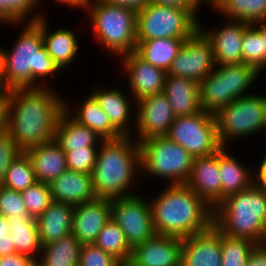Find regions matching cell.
<instances>
[{"instance_id": "f1b7e54d", "label": "cell", "mask_w": 266, "mask_h": 266, "mask_svg": "<svg viewBox=\"0 0 266 266\" xmlns=\"http://www.w3.org/2000/svg\"><path fill=\"white\" fill-rule=\"evenodd\" d=\"M54 140L63 151H74L79 148L99 147L104 139L64 111L57 122Z\"/></svg>"}, {"instance_id": "681fc988", "label": "cell", "mask_w": 266, "mask_h": 266, "mask_svg": "<svg viewBox=\"0 0 266 266\" xmlns=\"http://www.w3.org/2000/svg\"><path fill=\"white\" fill-rule=\"evenodd\" d=\"M56 3H60L59 5H67V7H70L71 9L73 8H78L79 10L85 11L87 5L90 3L91 0H53Z\"/></svg>"}, {"instance_id": "8fae6325", "label": "cell", "mask_w": 266, "mask_h": 266, "mask_svg": "<svg viewBox=\"0 0 266 266\" xmlns=\"http://www.w3.org/2000/svg\"><path fill=\"white\" fill-rule=\"evenodd\" d=\"M166 137L182 146L193 158L212 155L222 148L215 116L204 110L175 117Z\"/></svg>"}, {"instance_id": "60d3db41", "label": "cell", "mask_w": 266, "mask_h": 266, "mask_svg": "<svg viewBox=\"0 0 266 266\" xmlns=\"http://www.w3.org/2000/svg\"><path fill=\"white\" fill-rule=\"evenodd\" d=\"M78 266H123V263L92 243L82 245Z\"/></svg>"}, {"instance_id": "ffe728a7", "label": "cell", "mask_w": 266, "mask_h": 266, "mask_svg": "<svg viewBox=\"0 0 266 266\" xmlns=\"http://www.w3.org/2000/svg\"><path fill=\"white\" fill-rule=\"evenodd\" d=\"M111 219V200L96 198L74 206L71 233L83 244H92Z\"/></svg>"}, {"instance_id": "6da1fadb", "label": "cell", "mask_w": 266, "mask_h": 266, "mask_svg": "<svg viewBox=\"0 0 266 266\" xmlns=\"http://www.w3.org/2000/svg\"><path fill=\"white\" fill-rule=\"evenodd\" d=\"M53 87L6 91V132L25 152L50 142L65 111V97Z\"/></svg>"}, {"instance_id": "836d02e7", "label": "cell", "mask_w": 266, "mask_h": 266, "mask_svg": "<svg viewBox=\"0 0 266 266\" xmlns=\"http://www.w3.org/2000/svg\"><path fill=\"white\" fill-rule=\"evenodd\" d=\"M94 244L115 256L123 264L130 262L132 248L127 242L125 234L112 218L99 232Z\"/></svg>"}, {"instance_id": "484cf974", "label": "cell", "mask_w": 266, "mask_h": 266, "mask_svg": "<svg viewBox=\"0 0 266 266\" xmlns=\"http://www.w3.org/2000/svg\"><path fill=\"white\" fill-rule=\"evenodd\" d=\"M162 93L169 100L175 117L202 111L200 86L197 81L185 77L166 76Z\"/></svg>"}, {"instance_id": "74e56055", "label": "cell", "mask_w": 266, "mask_h": 266, "mask_svg": "<svg viewBox=\"0 0 266 266\" xmlns=\"http://www.w3.org/2000/svg\"><path fill=\"white\" fill-rule=\"evenodd\" d=\"M255 245L249 239L228 237L221 233V266H246Z\"/></svg>"}, {"instance_id": "f6af8a7d", "label": "cell", "mask_w": 266, "mask_h": 266, "mask_svg": "<svg viewBox=\"0 0 266 266\" xmlns=\"http://www.w3.org/2000/svg\"><path fill=\"white\" fill-rule=\"evenodd\" d=\"M108 5L124 7L136 14L143 10L151 0H100Z\"/></svg>"}, {"instance_id": "6125c7cd", "label": "cell", "mask_w": 266, "mask_h": 266, "mask_svg": "<svg viewBox=\"0 0 266 266\" xmlns=\"http://www.w3.org/2000/svg\"><path fill=\"white\" fill-rule=\"evenodd\" d=\"M123 266H133V265L129 262V263L123 264Z\"/></svg>"}, {"instance_id": "4dcf8cb0", "label": "cell", "mask_w": 266, "mask_h": 266, "mask_svg": "<svg viewBox=\"0 0 266 266\" xmlns=\"http://www.w3.org/2000/svg\"><path fill=\"white\" fill-rule=\"evenodd\" d=\"M185 39L161 38L137 41L135 53L153 66L168 71Z\"/></svg>"}, {"instance_id": "7a4b0ae2", "label": "cell", "mask_w": 266, "mask_h": 266, "mask_svg": "<svg viewBox=\"0 0 266 266\" xmlns=\"http://www.w3.org/2000/svg\"><path fill=\"white\" fill-rule=\"evenodd\" d=\"M3 25L21 30L9 50L2 47V83L4 88L10 90L13 88L51 87L49 78L52 80L53 76L57 77L61 73L63 75V72L46 51L41 28L35 22Z\"/></svg>"}, {"instance_id": "9a60e30c", "label": "cell", "mask_w": 266, "mask_h": 266, "mask_svg": "<svg viewBox=\"0 0 266 266\" xmlns=\"http://www.w3.org/2000/svg\"><path fill=\"white\" fill-rule=\"evenodd\" d=\"M119 61L120 72L126 74L127 89L135 102L163 92L167 72L144 61L135 52L123 55Z\"/></svg>"}, {"instance_id": "6f0895ef", "label": "cell", "mask_w": 266, "mask_h": 266, "mask_svg": "<svg viewBox=\"0 0 266 266\" xmlns=\"http://www.w3.org/2000/svg\"><path fill=\"white\" fill-rule=\"evenodd\" d=\"M254 170H266V153H264L258 164H254Z\"/></svg>"}, {"instance_id": "db71d44e", "label": "cell", "mask_w": 266, "mask_h": 266, "mask_svg": "<svg viewBox=\"0 0 266 266\" xmlns=\"http://www.w3.org/2000/svg\"><path fill=\"white\" fill-rule=\"evenodd\" d=\"M261 40L264 45V70L266 69V23L260 24Z\"/></svg>"}, {"instance_id": "cb8c5ba5", "label": "cell", "mask_w": 266, "mask_h": 266, "mask_svg": "<svg viewBox=\"0 0 266 266\" xmlns=\"http://www.w3.org/2000/svg\"><path fill=\"white\" fill-rule=\"evenodd\" d=\"M83 98L85 99L82 102L79 101V106L77 103L75 106L65 96V112L79 124L92 129L104 140L122 137L111 125L107 114L101 109L96 98L91 93Z\"/></svg>"}, {"instance_id": "83f0119b", "label": "cell", "mask_w": 266, "mask_h": 266, "mask_svg": "<svg viewBox=\"0 0 266 266\" xmlns=\"http://www.w3.org/2000/svg\"><path fill=\"white\" fill-rule=\"evenodd\" d=\"M74 206L53 201L36 218L41 245L57 241L72 231Z\"/></svg>"}, {"instance_id": "9c48e42d", "label": "cell", "mask_w": 266, "mask_h": 266, "mask_svg": "<svg viewBox=\"0 0 266 266\" xmlns=\"http://www.w3.org/2000/svg\"><path fill=\"white\" fill-rule=\"evenodd\" d=\"M260 74L253 66L244 63L216 65L199 83L202 110L215 114L234 100L252 94L249 90Z\"/></svg>"}, {"instance_id": "680465c9", "label": "cell", "mask_w": 266, "mask_h": 266, "mask_svg": "<svg viewBox=\"0 0 266 266\" xmlns=\"http://www.w3.org/2000/svg\"><path fill=\"white\" fill-rule=\"evenodd\" d=\"M6 91L7 90L4 88L2 83V78H0V103H6V98H5Z\"/></svg>"}, {"instance_id": "d4e9b609", "label": "cell", "mask_w": 266, "mask_h": 266, "mask_svg": "<svg viewBox=\"0 0 266 266\" xmlns=\"http://www.w3.org/2000/svg\"><path fill=\"white\" fill-rule=\"evenodd\" d=\"M233 154L230 148L222 147L219 150L221 201L229 195L248 189L254 181V167L250 168L241 162L240 157L236 158Z\"/></svg>"}, {"instance_id": "d6a6232c", "label": "cell", "mask_w": 266, "mask_h": 266, "mask_svg": "<svg viewBox=\"0 0 266 266\" xmlns=\"http://www.w3.org/2000/svg\"><path fill=\"white\" fill-rule=\"evenodd\" d=\"M215 13L247 24L266 23V0H224Z\"/></svg>"}, {"instance_id": "1f68e13d", "label": "cell", "mask_w": 266, "mask_h": 266, "mask_svg": "<svg viewBox=\"0 0 266 266\" xmlns=\"http://www.w3.org/2000/svg\"><path fill=\"white\" fill-rule=\"evenodd\" d=\"M82 244L72 234L42 246L38 266H78Z\"/></svg>"}, {"instance_id": "277c9868", "label": "cell", "mask_w": 266, "mask_h": 266, "mask_svg": "<svg viewBox=\"0 0 266 266\" xmlns=\"http://www.w3.org/2000/svg\"><path fill=\"white\" fill-rule=\"evenodd\" d=\"M140 176L139 143L133 137L102 141L92 172L97 198L113 200L138 194L133 186H139Z\"/></svg>"}, {"instance_id": "4fadbf2b", "label": "cell", "mask_w": 266, "mask_h": 266, "mask_svg": "<svg viewBox=\"0 0 266 266\" xmlns=\"http://www.w3.org/2000/svg\"><path fill=\"white\" fill-rule=\"evenodd\" d=\"M211 43L198 29L186 39L167 71V76L185 77L200 83L215 69Z\"/></svg>"}, {"instance_id": "f546056e", "label": "cell", "mask_w": 266, "mask_h": 266, "mask_svg": "<svg viewBox=\"0 0 266 266\" xmlns=\"http://www.w3.org/2000/svg\"><path fill=\"white\" fill-rule=\"evenodd\" d=\"M6 219L10 225V236L16 253L27 255L37 261L42 245L39 239L36 218L29 215H15Z\"/></svg>"}, {"instance_id": "44dd1931", "label": "cell", "mask_w": 266, "mask_h": 266, "mask_svg": "<svg viewBox=\"0 0 266 266\" xmlns=\"http://www.w3.org/2000/svg\"><path fill=\"white\" fill-rule=\"evenodd\" d=\"M181 266H221V232L214 225L182 238Z\"/></svg>"}, {"instance_id": "94428289", "label": "cell", "mask_w": 266, "mask_h": 266, "mask_svg": "<svg viewBox=\"0 0 266 266\" xmlns=\"http://www.w3.org/2000/svg\"><path fill=\"white\" fill-rule=\"evenodd\" d=\"M263 244L266 245V229H265V233H264Z\"/></svg>"}, {"instance_id": "e0dca14e", "label": "cell", "mask_w": 266, "mask_h": 266, "mask_svg": "<svg viewBox=\"0 0 266 266\" xmlns=\"http://www.w3.org/2000/svg\"><path fill=\"white\" fill-rule=\"evenodd\" d=\"M101 84V85H100ZM92 86L90 93L96 98L101 109L107 114L111 125L122 136H133L135 129L136 102L128 91L106 86L102 83ZM128 93V94H127ZM134 109V110H133Z\"/></svg>"}, {"instance_id": "f907efd6", "label": "cell", "mask_w": 266, "mask_h": 266, "mask_svg": "<svg viewBox=\"0 0 266 266\" xmlns=\"http://www.w3.org/2000/svg\"><path fill=\"white\" fill-rule=\"evenodd\" d=\"M253 183L266 193V170H254Z\"/></svg>"}, {"instance_id": "7bdbcfd3", "label": "cell", "mask_w": 266, "mask_h": 266, "mask_svg": "<svg viewBox=\"0 0 266 266\" xmlns=\"http://www.w3.org/2000/svg\"><path fill=\"white\" fill-rule=\"evenodd\" d=\"M23 152L6 131L0 134V185L4 182L6 171L11 163Z\"/></svg>"}, {"instance_id": "ac0fdd59", "label": "cell", "mask_w": 266, "mask_h": 266, "mask_svg": "<svg viewBox=\"0 0 266 266\" xmlns=\"http://www.w3.org/2000/svg\"><path fill=\"white\" fill-rule=\"evenodd\" d=\"M182 239L156 234L132 249L133 266H180Z\"/></svg>"}, {"instance_id": "4316f807", "label": "cell", "mask_w": 266, "mask_h": 266, "mask_svg": "<svg viewBox=\"0 0 266 266\" xmlns=\"http://www.w3.org/2000/svg\"><path fill=\"white\" fill-rule=\"evenodd\" d=\"M31 160L38 182L50 184L66 171V156L60 145L53 139L50 142L32 147L25 151Z\"/></svg>"}, {"instance_id": "9f6ffc18", "label": "cell", "mask_w": 266, "mask_h": 266, "mask_svg": "<svg viewBox=\"0 0 266 266\" xmlns=\"http://www.w3.org/2000/svg\"><path fill=\"white\" fill-rule=\"evenodd\" d=\"M224 0H207V7H209V9L211 11H215L223 2Z\"/></svg>"}, {"instance_id": "7dc6e473", "label": "cell", "mask_w": 266, "mask_h": 266, "mask_svg": "<svg viewBox=\"0 0 266 266\" xmlns=\"http://www.w3.org/2000/svg\"><path fill=\"white\" fill-rule=\"evenodd\" d=\"M151 3L178 9H194L187 0H151Z\"/></svg>"}, {"instance_id": "ab89813d", "label": "cell", "mask_w": 266, "mask_h": 266, "mask_svg": "<svg viewBox=\"0 0 266 266\" xmlns=\"http://www.w3.org/2000/svg\"><path fill=\"white\" fill-rule=\"evenodd\" d=\"M99 147H86L74 151H64L69 170L92 174Z\"/></svg>"}, {"instance_id": "5bb4252c", "label": "cell", "mask_w": 266, "mask_h": 266, "mask_svg": "<svg viewBox=\"0 0 266 266\" xmlns=\"http://www.w3.org/2000/svg\"><path fill=\"white\" fill-rule=\"evenodd\" d=\"M133 138L137 143L151 137L166 136L175 115L167 97L156 94L136 102Z\"/></svg>"}, {"instance_id": "8d00e7d4", "label": "cell", "mask_w": 266, "mask_h": 266, "mask_svg": "<svg viewBox=\"0 0 266 266\" xmlns=\"http://www.w3.org/2000/svg\"><path fill=\"white\" fill-rule=\"evenodd\" d=\"M242 63L253 66L261 74L264 71V45L260 24H249L245 28L242 39Z\"/></svg>"}, {"instance_id": "2e32d148", "label": "cell", "mask_w": 266, "mask_h": 266, "mask_svg": "<svg viewBox=\"0 0 266 266\" xmlns=\"http://www.w3.org/2000/svg\"><path fill=\"white\" fill-rule=\"evenodd\" d=\"M201 22L199 30L211 43L216 65L242 63V39L249 24L224 18V23L210 28Z\"/></svg>"}, {"instance_id": "b9f144b4", "label": "cell", "mask_w": 266, "mask_h": 266, "mask_svg": "<svg viewBox=\"0 0 266 266\" xmlns=\"http://www.w3.org/2000/svg\"><path fill=\"white\" fill-rule=\"evenodd\" d=\"M0 215L6 218L15 215H28L20 191L0 185Z\"/></svg>"}, {"instance_id": "7402d4cb", "label": "cell", "mask_w": 266, "mask_h": 266, "mask_svg": "<svg viewBox=\"0 0 266 266\" xmlns=\"http://www.w3.org/2000/svg\"><path fill=\"white\" fill-rule=\"evenodd\" d=\"M48 20L45 15L41 16L35 23L41 28L43 45L46 51L58 68L62 72H65L66 69L70 68L80 53L79 49L81 44L78 41L79 37L76 35L77 32H74L71 27H57L56 30L50 29L49 31Z\"/></svg>"}, {"instance_id": "d590c367", "label": "cell", "mask_w": 266, "mask_h": 266, "mask_svg": "<svg viewBox=\"0 0 266 266\" xmlns=\"http://www.w3.org/2000/svg\"><path fill=\"white\" fill-rule=\"evenodd\" d=\"M36 181L31 160L23 152L7 169L2 186L21 192L32 186Z\"/></svg>"}, {"instance_id": "7c38bea8", "label": "cell", "mask_w": 266, "mask_h": 266, "mask_svg": "<svg viewBox=\"0 0 266 266\" xmlns=\"http://www.w3.org/2000/svg\"><path fill=\"white\" fill-rule=\"evenodd\" d=\"M111 218L132 249L156 235L149 199L142 194L111 200Z\"/></svg>"}, {"instance_id": "d6986e66", "label": "cell", "mask_w": 266, "mask_h": 266, "mask_svg": "<svg viewBox=\"0 0 266 266\" xmlns=\"http://www.w3.org/2000/svg\"><path fill=\"white\" fill-rule=\"evenodd\" d=\"M185 184L214 209L221 202L219 151L195 158Z\"/></svg>"}, {"instance_id": "ee69618b", "label": "cell", "mask_w": 266, "mask_h": 266, "mask_svg": "<svg viewBox=\"0 0 266 266\" xmlns=\"http://www.w3.org/2000/svg\"><path fill=\"white\" fill-rule=\"evenodd\" d=\"M0 266H36V260L27 255L12 253L0 257Z\"/></svg>"}, {"instance_id": "30bf717a", "label": "cell", "mask_w": 266, "mask_h": 266, "mask_svg": "<svg viewBox=\"0 0 266 266\" xmlns=\"http://www.w3.org/2000/svg\"><path fill=\"white\" fill-rule=\"evenodd\" d=\"M195 9H178L149 3L137 13V41L188 39L199 29ZM198 17V18H197Z\"/></svg>"}, {"instance_id": "bcb514c9", "label": "cell", "mask_w": 266, "mask_h": 266, "mask_svg": "<svg viewBox=\"0 0 266 266\" xmlns=\"http://www.w3.org/2000/svg\"><path fill=\"white\" fill-rule=\"evenodd\" d=\"M246 266H266V245L256 244L251 250Z\"/></svg>"}, {"instance_id": "11a10c76", "label": "cell", "mask_w": 266, "mask_h": 266, "mask_svg": "<svg viewBox=\"0 0 266 266\" xmlns=\"http://www.w3.org/2000/svg\"><path fill=\"white\" fill-rule=\"evenodd\" d=\"M188 3L199 13L202 11V6L207 5V0H187Z\"/></svg>"}, {"instance_id": "c3c4849f", "label": "cell", "mask_w": 266, "mask_h": 266, "mask_svg": "<svg viewBox=\"0 0 266 266\" xmlns=\"http://www.w3.org/2000/svg\"><path fill=\"white\" fill-rule=\"evenodd\" d=\"M16 253V249L10 233L7 236L0 237V257H4L8 254Z\"/></svg>"}, {"instance_id": "f35d334b", "label": "cell", "mask_w": 266, "mask_h": 266, "mask_svg": "<svg viewBox=\"0 0 266 266\" xmlns=\"http://www.w3.org/2000/svg\"><path fill=\"white\" fill-rule=\"evenodd\" d=\"M23 202L29 216L37 218L53 202L50 185L36 181L32 186L21 191Z\"/></svg>"}, {"instance_id": "8992f818", "label": "cell", "mask_w": 266, "mask_h": 266, "mask_svg": "<svg viewBox=\"0 0 266 266\" xmlns=\"http://www.w3.org/2000/svg\"><path fill=\"white\" fill-rule=\"evenodd\" d=\"M86 16L98 46L116 56L135 52L137 44V14L124 7L108 5L100 0H91Z\"/></svg>"}, {"instance_id": "52a82bcc", "label": "cell", "mask_w": 266, "mask_h": 266, "mask_svg": "<svg viewBox=\"0 0 266 266\" xmlns=\"http://www.w3.org/2000/svg\"><path fill=\"white\" fill-rule=\"evenodd\" d=\"M140 175L156 178L166 185L185 184L194 162L187 150L166 136L139 142ZM144 175V176H143Z\"/></svg>"}, {"instance_id": "91938a15", "label": "cell", "mask_w": 266, "mask_h": 266, "mask_svg": "<svg viewBox=\"0 0 266 266\" xmlns=\"http://www.w3.org/2000/svg\"><path fill=\"white\" fill-rule=\"evenodd\" d=\"M2 47H0V78H2Z\"/></svg>"}, {"instance_id": "3957f363", "label": "cell", "mask_w": 266, "mask_h": 266, "mask_svg": "<svg viewBox=\"0 0 266 266\" xmlns=\"http://www.w3.org/2000/svg\"><path fill=\"white\" fill-rule=\"evenodd\" d=\"M164 185L148 198L156 234L182 239L213 225L214 209L186 184Z\"/></svg>"}, {"instance_id": "816d5d0a", "label": "cell", "mask_w": 266, "mask_h": 266, "mask_svg": "<svg viewBox=\"0 0 266 266\" xmlns=\"http://www.w3.org/2000/svg\"><path fill=\"white\" fill-rule=\"evenodd\" d=\"M6 131V103H0V134Z\"/></svg>"}, {"instance_id": "ba28073f", "label": "cell", "mask_w": 266, "mask_h": 266, "mask_svg": "<svg viewBox=\"0 0 266 266\" xmlns=\"http://www.w3.org/2000/svg\"><path fill=\"white\" fill-rule=\"evenodd\" d=\"M214 116L223 148L231 147L230 144L237 140L259 135V132L260 135L263 131L266 134V94L254 92L238 98L219 109Z\"/></svg>"}, {"instance_id": "f5cc1de1", "label": "cell", "mask_w": 266, "mask_h": 266, "mask_svg": "<svg viewBox=\"0 0 266 266\" xmlns=\"http://www.w3.org/2000/svg\"><path fill=\"white\" fill-rule=\"evenodd\" d=\"M9 227L6 217L0 215V237L10 233Z\"/></svg>"}, {"instance_id": "e575fe53", "label": "cell", "mask_w": 266, "mask_h": 266, "mask_svg": "<svg viewBox=\"0 0 266 266\" xmlns=\"http://www.w3.org/2000/svg\"><path fill=\"white\" fill-rule=\"evenodd\" d=\"M41 1L43 0H0V24L36 22L41 16H45L43 10L40 12Z\"/></svg>"}, {"instance_id": "5b68a950", "label": "cell", "mask_w": 266, "mask_h": 266, "mask_svg": "<svg viewBox=\"0 0 266 266\" xmlns=\"http://www.w3.org/2000/svg\"><path fill=\"white\" fill-rule=\"evenodd\" d=\"M213 212V225L222 234L263 244L266 193L254 183L248 189L225 197Z\"/></svg>"}, {"instance_id": "603a6c76", "label": "cell", "mask_w": 266, "mask_h": 266, "mask_svg": "<svg viewBox=\"0 0 266 266\" xmlns=\"http://www.w3.org/2000/svg\"><path fill=\"white\" fill-rule=\"evenodd\" d=\"M53 201L80 205L96 199L92 174L67 169L50 184Z\"/></svg>"}]
</instances>
